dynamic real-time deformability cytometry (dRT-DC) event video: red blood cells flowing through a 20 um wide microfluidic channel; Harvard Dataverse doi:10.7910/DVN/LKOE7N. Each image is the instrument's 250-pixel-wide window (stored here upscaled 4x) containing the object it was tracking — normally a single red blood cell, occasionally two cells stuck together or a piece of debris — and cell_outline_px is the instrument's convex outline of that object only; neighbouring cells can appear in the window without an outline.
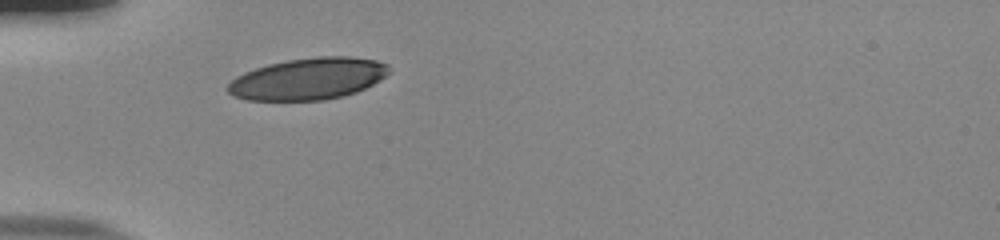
{"species": "human", "species_latin": "Homo sapiens", "temperature_condition": "room temperature", "stored_images_in_passage": 30, "camera_frame_rate_fps": 3000, "um_per_image_px": 0.085, "donor": {"sex": "male"}, "frame": {"image": 1, "passage_image": 1, "time_ms": 0.0, "image_size_px": [1000, 240], "cell_outline_px": [[392, 72], [380, 80], [356, 92], [344, 96], [324, 100], [248, 100], [232, 96], [224, 88], [236, 76], [244, 72], [268, 64], [288, 60], [316, 56], [352, 56], [376, 60], [388, 64]], "centroid_in_image_um": [26.21, 6.69], "position_along_channel_um": 58.8, "area_um2": 39.54}}
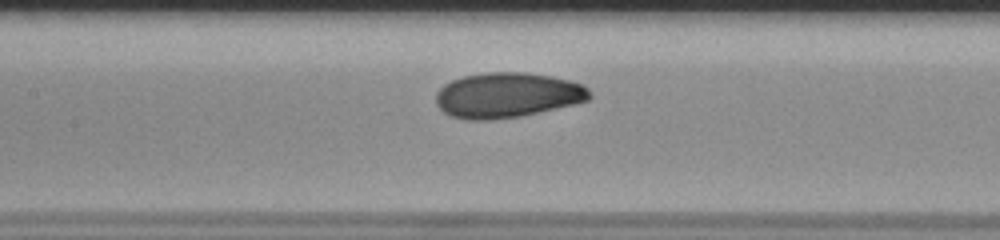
{"frame": {"image": 2, "passage_image": 10, "time_ms": 3.0, "image_size_px": [1000, 240], "cell_outline_px": [[592, 96], [588, 100], [572, 104], [520, 116], [488, 120], [464, 120], [452, 116], [444, 112], [436, 104], [436, 92], [444, 84], [452, 80], [464, 76], [488, 72], [524, 72], [552, 76], [584, 84], [592, 92]], "centroid_in_image_um": [43.12, 8.08], "position_along_channel_um": 164.3, "area_um2": 40.4}}
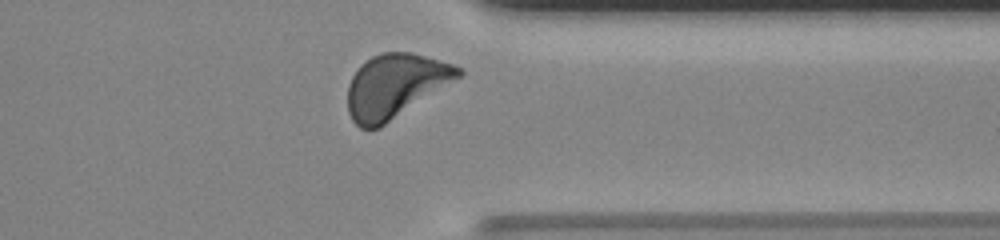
{"frame": {"image": 3, "passage_image": 27, "time_ms": 8.667, "image_size_px": [1000, 240], "cell_outline_px": [[464, 72], [456, 80], [380, 128], [360, 128], [352, 120], [348, 112], [348, 84], [352, 76], [360, 64], [372, 56], [384, 52], [408, 52], [424, 56], [452, 64], [464, 68]], "centroid_in_image_um": [33.59, 7.31], "position_along_channel_um": 377.8, "area_um2": 41.15}, "authors_computed_cell_mechanics": {"area_um2": 39.593, "velocity_mm_per_s": 3.8123, "shape_relaxation_time_tau1_ms": 2.4109, "shape_relaxation_time_tau2_ms": null, "deformation_change_tau1": 0.1313, "deformation_change_tau2": null}}